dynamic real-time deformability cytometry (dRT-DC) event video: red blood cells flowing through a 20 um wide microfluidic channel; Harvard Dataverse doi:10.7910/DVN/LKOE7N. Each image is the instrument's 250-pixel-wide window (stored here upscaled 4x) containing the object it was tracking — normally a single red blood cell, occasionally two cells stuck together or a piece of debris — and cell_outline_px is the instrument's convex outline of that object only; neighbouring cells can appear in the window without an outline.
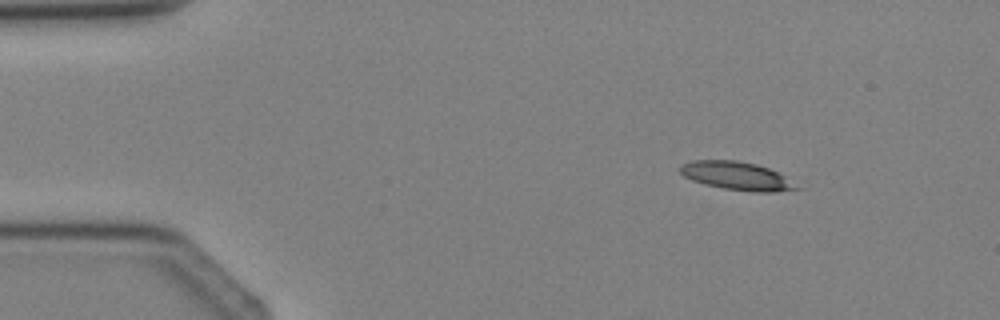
{"species": "Egyptian fruit bat (a non-hibernating species)", "species_latin": "Rousettus aegyptiacus", "temperature_condition": "cold", "stored_images_in_passage": 4, "camera_frame_rate_fps": 3000, "um_per_image_px": 0.085, "animal": {"sex": "female"}, "frame": {"image": 1, "passage_image": 2, "time_ms": 1.333, "image_size_px": [1000, 320], "cell_outline_px": [[804, 188], [776, 192], [752, 192], [724, 188], [704, 184], [692, 180], [684, 176], [680, 172], [680, 164], [692, 160], [736, 160], [756, 164], [768, 168], [784, 176]], "centroid_in_image_um": [62.64, 14.95], "position_along_channel_um": 22.4, "area_um2": 19.25}}